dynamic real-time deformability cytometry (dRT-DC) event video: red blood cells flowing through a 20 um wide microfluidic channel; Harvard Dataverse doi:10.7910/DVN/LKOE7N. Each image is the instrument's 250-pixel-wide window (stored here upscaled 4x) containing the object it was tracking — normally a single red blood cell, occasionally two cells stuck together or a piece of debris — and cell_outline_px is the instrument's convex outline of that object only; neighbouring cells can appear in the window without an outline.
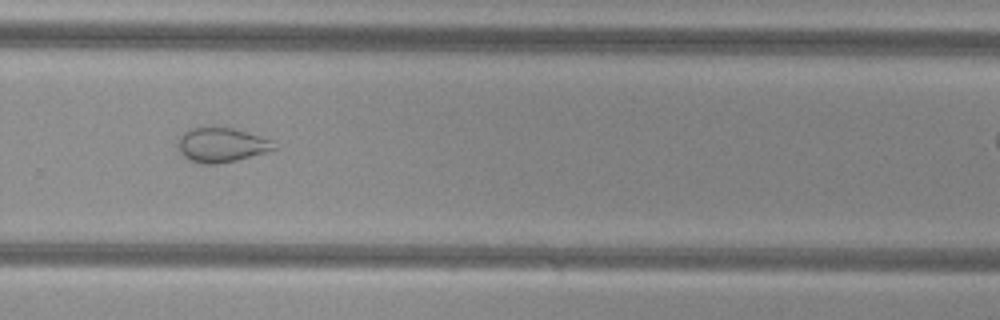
{"species": "common noctule bat (a hibernating species)", "species_latin": "Nyctalus noctula", "temperature_condition": "cold", "stored_images_in_passage": 37, "camera_frame_rate_fps": 3000, "um_per_image_px": 0.085, "animal": {"sex": "female", "body_mass_g": 29.2, "forearm_length_mm": 56.3}, "frame": {"image": 1, "passage_image": 27, "time_ms": 8.667, "image_size_px": [1000, 320], "cell_outline_px": [[280, 148], [236, 160], [216, 164], [204, 164], [188, 160], [180, 152], [176, 144], [180, 136], [188, 128], [236, 128], [272, 140]], "centroid_in_image_um": [18.83, 12.32], "position_along_channel_um": 311.0, "area_um2": 19.36}, "authors_computed_cell_mechanics": {"area_um2": 23.1778, "velocity_mm_per_s": 3.8354, "shape_relaxation_time_tau1_ms": null, "shape_relaxation_time_tau2_ms": 1.314, "deformation_change_tau1": null, "deformation_change_tau2": 0.0618}}